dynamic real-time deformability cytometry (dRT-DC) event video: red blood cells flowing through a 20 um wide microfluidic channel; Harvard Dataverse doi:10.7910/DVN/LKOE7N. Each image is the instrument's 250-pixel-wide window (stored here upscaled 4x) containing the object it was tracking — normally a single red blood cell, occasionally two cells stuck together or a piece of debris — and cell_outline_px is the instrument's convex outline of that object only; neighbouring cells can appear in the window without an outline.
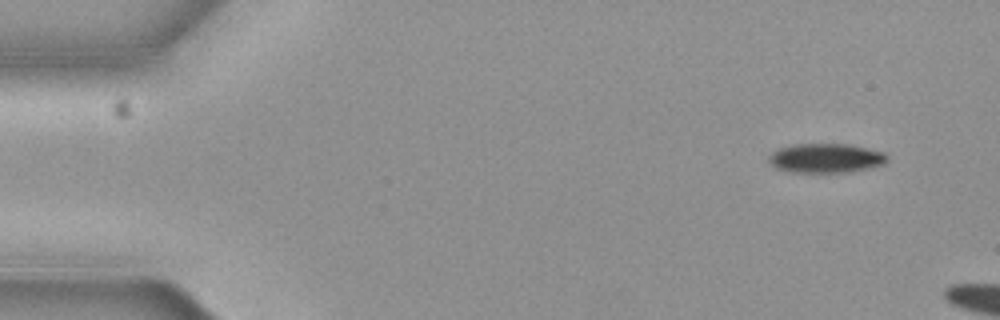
{"species": "common noctule bat (a hibernating species)", "species_latin": "Nyctalus noctula", "temperature_condition": "cold", "stored_images_in_passage": 3, "camera_frame_rate_fps": 3000, "um_per_image_px": 0.085, "animal": {"sex": "female", "body_mass_g": 19.3, "forearm_length_mm": 54.1}, "frame": {"image": 1, "passage_image": 1, "time_ms": 0.0, "image_size_px": [1000, 320], "cell_outline_px": [[888, 160], [884, 164], [868, 168], [848, 172], [792, 172], [776, 168], [768, 160], [768, 156], [772, 152], [780, 148], [796, 144], [848, 144], [884, 152], [888, 156]], "centroid_in_image_um": [70.21, 13.44], "position_along_channel_um": 14.8, "area_um2": 20.11}}